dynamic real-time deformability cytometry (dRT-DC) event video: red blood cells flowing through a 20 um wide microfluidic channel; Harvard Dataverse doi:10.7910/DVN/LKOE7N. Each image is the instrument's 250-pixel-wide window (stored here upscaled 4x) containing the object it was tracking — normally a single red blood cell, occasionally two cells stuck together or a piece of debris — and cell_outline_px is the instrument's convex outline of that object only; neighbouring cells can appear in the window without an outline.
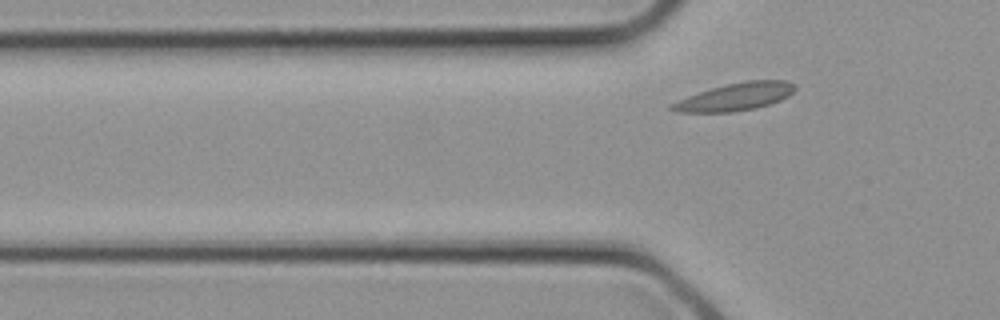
{"species": "common noctule bat (a hibernating species)", "species_latin": "Nyctalus noctula", "temperature_condition": "cold", "stored_images_in_passage": 2, "camera_frame_rate_fps": 3000, "um_per_image_px": 0.085, "animal": {"sex": "female", "body_mass_g": 21.9}, "frame": {"image": 1, "passage_image": 2, "time_ms": 0.333, "image_size_px": [1000, 320], "cell_outline_px": [[796, 88], [788, 96], [780, 100], [756, 108], [732, 112], [676, 112], [668, 108], [668, 104], [688, 96], [712, 88], [728, 84], [748, 80], [788, 80], [796, 84]], "centroid_in_image_um": [62.5, 8.23], "position_along_channel_um": 63.3, "area_um2": 19.71}}